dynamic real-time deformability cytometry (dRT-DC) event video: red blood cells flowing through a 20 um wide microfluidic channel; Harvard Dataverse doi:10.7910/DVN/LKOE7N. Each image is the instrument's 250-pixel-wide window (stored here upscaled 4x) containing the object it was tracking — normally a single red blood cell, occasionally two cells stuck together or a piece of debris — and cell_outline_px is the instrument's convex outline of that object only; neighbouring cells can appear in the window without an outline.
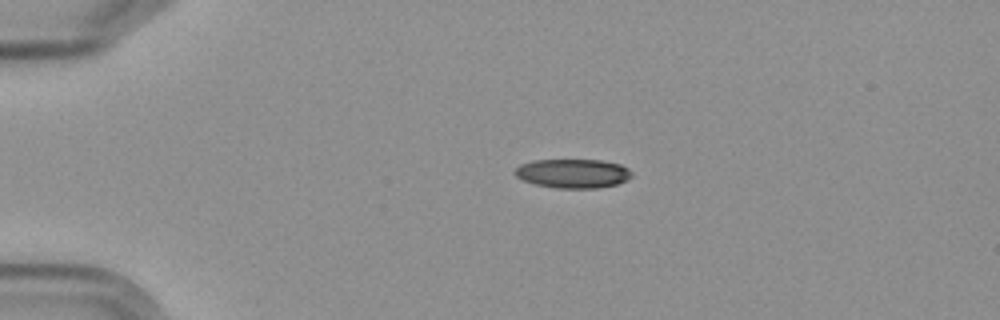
{"species": "Egyptian fruit bat (a non-hibernating species)", "species_latin": "Rousettus aegyptiacus", "temperature_condition": "cold", "stored_images_in_passage": 5, "camera_frame_rate_fps": 3000, "um_per_image_px": 0.085, "frame": {"image": 1, "passage_image": 5, "time_ms": 4.667, "image_size_px": [1000, 320], "cell_outline_px": [[632, 176], [628, 180], [616, 184], [596, 188], [556, 188], [536, 184], [524, 180], [516, 176], [512, 172], [520, 164], [532, 160], [604, 160], [620, 164], [628, 168], [632, 172]], "centroid_in_image_um": [48.71, 14.73], "position_along_channel_um": 36.3, "area_um2": 19.88}}